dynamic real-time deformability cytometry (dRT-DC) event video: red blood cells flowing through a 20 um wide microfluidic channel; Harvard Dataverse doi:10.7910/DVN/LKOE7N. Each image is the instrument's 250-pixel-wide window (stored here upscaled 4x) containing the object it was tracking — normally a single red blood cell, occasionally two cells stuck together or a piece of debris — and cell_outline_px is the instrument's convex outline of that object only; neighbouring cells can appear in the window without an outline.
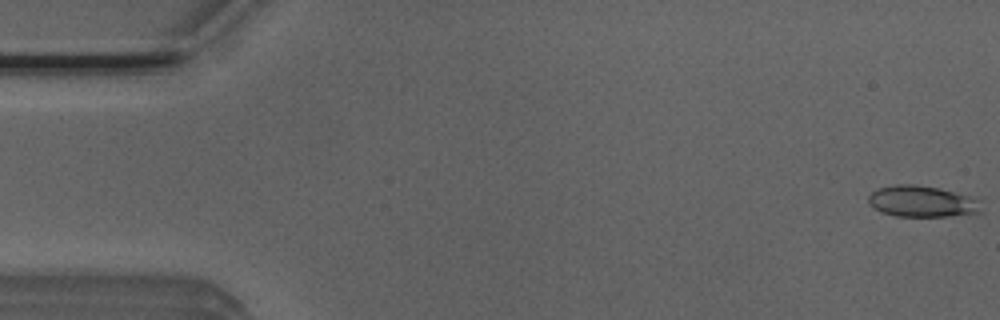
{"species": "Egyptian fruit bat (a non-hibernating species)", "species_latin": "Rousettus aegyptiacus", "temperature_condition": "room temperature", "stored_images_in_passage": 12, "camera_frame_rate_fps": 3000, "um_per_image_px": 0.085, "animal": {"sex": "male"}, "frame": {"image": 1, "passage_image": 1, "time_ms": 0.0, "image_size_px": [1000, 320], "cell_outline_px": [[984, 212], [948, 216], [896, 216], [880, 212], [868, 204], [868, 196], [876, 188], [896, 184], [916, 184], [936, 188], [984, 200]], "centroid_in_image_um": [78.4, 17.13], "position_along_channel_um": 6.6, "area_um2": 20.87}}